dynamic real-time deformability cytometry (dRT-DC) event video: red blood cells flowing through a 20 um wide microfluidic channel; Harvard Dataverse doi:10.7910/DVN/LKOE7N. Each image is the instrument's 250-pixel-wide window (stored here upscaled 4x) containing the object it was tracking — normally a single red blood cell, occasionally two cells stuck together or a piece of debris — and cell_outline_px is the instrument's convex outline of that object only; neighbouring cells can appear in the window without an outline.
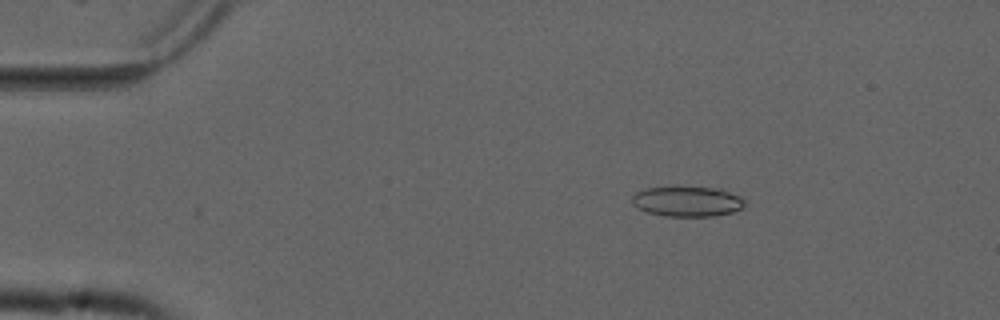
{"species": "common noctule bat (a hibernating species)", "species_latin": "Nyctalus noctula", "temperature_condition": "cold", "stored_images_in_passage": 5, "camera_frame_rate_fps": 3000, "um_per_image_px": 0.085, "animal": {"sex": "male", "forearm_length_mm": 52.5}, "frame": {"image": 1, "passage_image": 4, "time_ms": 1.0, "image_size_px": [1000, 320], "cell_outline_px": [[744, 208], [732, 212], [712, 216], [664, 216], [648, 212], [632, 204], [632, 196], [636, 192], [644, 188], [676, 184], [720, 188], [740, 196], [744, 200]], "centroid_in_image_um": [58.4, 17.06], "position_along_channel_um": 26.6, "area_um2": 20.63}}